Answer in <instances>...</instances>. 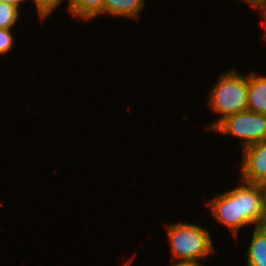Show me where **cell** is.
Returning a JSON list of instances; mask_svg holds the SVG:
<instances>
[{
	"mask_svg": "<svg viewBox=\"0 0 266 266\" xmlns=\"http://www.w3.org/2000/svg\"><path fill=\"white\" fill-rule=\"evenodd\" d=\"M208 203L211 215L216 218L218 223L226 225L234 236H237L239 229L243 226L266 225L258 184L242 181L241 186L215 196Z\"/></svg>",
	"mask_w": 266,
	"mask_h": 266,
	"instance_id": "obj_1",
	"label": "cell"
},
{
	"mask_svg": "<svg viewBox=\"0 0 266 266\" xmlns=\"http://www.w3.org/2000/svg\"><path fill=\"white\" fill-rule=\"evenodd\" d=\"M211 90V108L213 112L221 114V117L207 129L213 130L226 117L247 110L248 76H242L234 70L226 72Z\"/></svg>",
	"mask_w": 266,
	"mask_h": 266,
	"instance_id": "obj_2",
	"label": "cell"
},
{
	"mask_svg": "<svg viewBox=\"0 0 266 266\" xmlns=\"http://www.w3.org/2000/svg\"><path fill=\"white\" fill-rule=\"evenodd\" d=\"M167 229L174 260L199 262L214 252L209 232L198 225L179 222Z\"/></svg>",
	"mask_w": 266,
	"mask_h": 266,
	"instance_id": "obj_3",
	"label": "cell"
},
{
	"mask_svg": "<svg viewBox=\"0 0 266 266\" xmlns=\"http://www.w3.org/2000/svg\"><path fill=\"white\" fill-rule=\"evenodd\" d=\"M213 130L243 139L244 148L266 139V114L239 112L226 117Z\"/></svg>",
	"mask_w": 266,
	"mask_h": 266,
	"instance_id": "obj_4",
	"label": "cell"
},
{
	"mask_svg": "<svg viewBox=\"0 0 266 266\" xmlns=\"http://www.w3.org/2000/svg\"><path fill=\"white\" fill-rule=\"evenodd\" d=\"M241 180L258 184L266 180V139L243 148Z\"/></svg>",
	"mask_w": 266,
	"mask_h": 266,
	"instance_id": "obj_5",
	"label": "cell"
},
{
	"mask_svg": "<svg viewBox=\"0 0 266 266\" xmlns=\"http://www.w3.org/2000/svg\"><path fill=\"white\" fill-rule=\"evenodd\" d=\"M247 110L266 114V77L248 75Z\"/></svg>",
	"mask_w": 266,
	"mask_h": 266,
	"instance_id": "obj_6",
	"label": "cell"
},
{
	"mask_svg": "<svg viewBox=\"0 0 266 266\" xmlns=\"http://www.w3.org/2000/svg\"><path fill=\"white\" fill-rule=\"evenodd\" d=\"M246 253L248 266H266V225L254 228Z\"/></svg>",
	"mask_w": 266,
	"mask_h": 266,
	"instance_id": "obj_7",
	"label": "cell"
},
{
	"mask_svg": "<svg viewBox=\"0 0 266 266\" xmlns=\"http://www.w3.org/2000/svg\"><path fill=\"white\" fill-rule=\"evenodd\" d=\"M144 3V0H104L103 14L137 18Z\"/></svg>",
	"mask_w": 266,
	"mask_h": 266,
	"instance_id": "obj_8",
	"label": "cell"
},
{
	"mask_svg": "<svg viewBox=\"0 0 266 266\" xmlns=\"http://www.w3.org/2000/svg\"><path fill=\"white\" fill-rule=\"evenodd\" d=\"M68 2L72 15L82 19L89 20L103 14L104 0H69Z\"/></svg>",
	"mask_w": 266,
	"mask_h": 266,
	"instance_id": "obj_9",
	"label": "cell"
},
{
	"mask_svg": "<svg viewBox=\"0 0 266 266\" xmlns=\"http://www.w3.org/2000/svg\"><path fill=\"white\" fill-rule=\"evenodd\" d=\"M20 15L19 8L0 2V28L12 29Z\"/></svg>",
	"mask_w": 266,
	"mask_h": 266,
	"instance_id": "obj_10",
	"label": "cell"
},
{
	"mask_svg": "<svg viewBox=\"0 0 266 266\" xmlns=\"http://www.w3.org/2000/svg\"><path fill=\"white\" fill-rule=\"evenodd\" d=\"M41 21L44 20L54 9H56L62 0H33Z\"/></svg>",
	"mask_w": 266,
	"mask_h": 266,
	"instance_id": "obj_11",
	"label": "cell"
},
{
	"mask_svg": "<svg viewBox=\"0 0 266 266\" xmlns=\"http://www.w3.org/2000/svg\"><path fill=\"white\" fill-rule=\"evenodd\" d=\"M11 33V29L0 28V54L2 55L9 52L14 45V37Z\"/></svg>",
	"mask_w": 266,
	"mask_h": 266,
	"instance_id": "obj_12",
	"label": "cell"
},
{
	"mask_svg": "<svg viewBox=\"0 0 266 266\" xmlns=\"http://www.w3.org/2000/svg\"><path fill=\"white\" fill-rule=\"evenodd\" d=\"M258 186L261 192L262 205H263L264 215L266 218V180L258 183Z\"/></svg>",
	"mask_w": 266,
	"mask_h": 266,
	"instance_id": "obj_13",
	"label": "cell"
},
{
	"mask_svg": "<svg viewBox=\"0 0 266 266\" xmlns=\"http://www.w3.org/2000/svg\"><path fill=\"white\" fill-rule=\"evenodd\" d=\"M171 266H202V265L199 264V262L197 261H177V263L175 262V264Z\"/></svg>",
	"mask_w": 266,
	"mask_h": 266,
	"instance_id": "obj_14",
	"label": "cell"
},
{
	"mask_svg": "<svg viewBox=\"0 0 266 266\" xmlns=\"http://www.w3.org/2000/svg\"><path fill=\"white\" fill-rule=\"evenodd\" d=\"M257 9H259L262 12L264 19L261 22H263L262 26L264 25V27L266 28V1L263 2ZM265 38H266V31H265Z\"/></svg>",
	"mask_w": 266,
	"mask_h": 266,
	"instance_id": "obj_15",
	"label": "cell"
},
{
	"mask_svg": "<svg viewBox=\"0 0 266 266\" xmlns=\"http://www.w3.org/2000/svg\"><path fill=\"white\" fill-rule=\"evenodd\" d=\"M27 0H0V2L6 3V4H10L13 5L17 8H19L20 3L22 2H26Z\"/></svg>",
	"mask_w": 266,
	"mask_h": 266,
	"instance_id": "obj_16",
	"label": "cell"
},
{
	"mask_svg": "<svg viewBox=\"0 0 266 266\" xmlns=\"http://www.w3.org/2000/svg\"><path fill=\"white\" fill-rule=\"evenodd\" d=\"M243 1L251 4L252 6H254L256 8H258L266 0H243Z\"/></svg>",
	"mask_w": 266,
	"mask_h": 266,
	"instance_id": "obj_17",
	"label": "cell"
},
{
	"mask_svg": "<svg viewBox=\"0 0 266 266\" xmlns=\"http://www.w3.org/2000/svg\"><path fill=\"white\" fill-rule=\"evenodd\" d=\"M130 261L129 262H126V263H124L122 266H130Z\"/></svg>",
	"mask_w": 266,
	"mask_h": 266,
	"instance_id": "obj_18",
	"label": "cell"
}]
</instances>
